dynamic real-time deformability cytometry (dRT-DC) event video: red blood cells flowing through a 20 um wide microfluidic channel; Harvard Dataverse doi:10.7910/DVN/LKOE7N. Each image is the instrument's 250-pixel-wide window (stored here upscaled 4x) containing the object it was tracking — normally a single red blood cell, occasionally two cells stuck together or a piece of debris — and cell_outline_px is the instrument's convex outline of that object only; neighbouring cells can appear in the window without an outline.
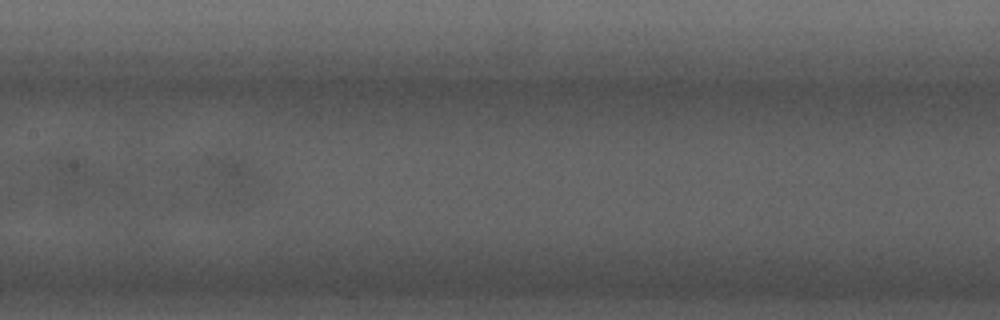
{"species": "common noctule bat (a hibernating species)", "species_latin": "Nyctalus noctula", "temperature_condition": "cold", "stored_images_in_passage": 10, "camera_frame_rate_fps": 3000, "um_per_image_px": 0.085, "animal": {"sex": "male", "forearm_length_mm": 52.5}, "frame": {"image": 1, "passage_image": 8, "time_ms": 8.333, "image_size_px": [1000, 320], "cell_outline_px": [[264, 192], [232, 208], [220, 208], [172, 204], [168, 192], [168, 180], [176, 172], [208, 160], [220, 160], [244, 164], [264, 176]], "centroid_in_image_um": [18.3, 15.71], "position_along_channel_um": 189.1, "area_um2": 26.36}}